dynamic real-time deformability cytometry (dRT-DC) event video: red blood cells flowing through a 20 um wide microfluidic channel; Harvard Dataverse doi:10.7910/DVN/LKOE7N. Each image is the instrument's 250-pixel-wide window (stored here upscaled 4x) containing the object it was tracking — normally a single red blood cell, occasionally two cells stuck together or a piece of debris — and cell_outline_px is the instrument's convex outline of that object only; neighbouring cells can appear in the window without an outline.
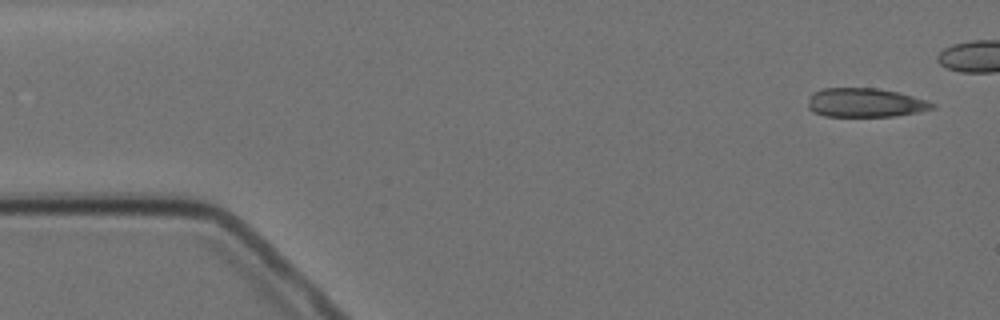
{"species": "Egyptian fruit bat (a non-hibernating species)", "species_latin": "Rousettus aegyptiacus", "temperature_condition": "cold", "stored_images_in_passage": 6, "camera_frame_rate_fps": 3000, "um_per_image_px": 0.085, "animal": {"sex": "female"}, "frame": {"image": 1, "passage_image": 1, "time_ms": 0.0, "image_size_px": [1000, 320], "cell_outline_px": [[936, 108], [916, 112], [892, 116], [824, 116], [812, 112], [808, 108], [808, 104], [812, 92], [820, 88], [876, 88], [900, 92], [936, 104]], "centroid_in_image_um": [73.51, 8.72], "position_along_channel_um": 11.5, "area_um2": 20.98}}
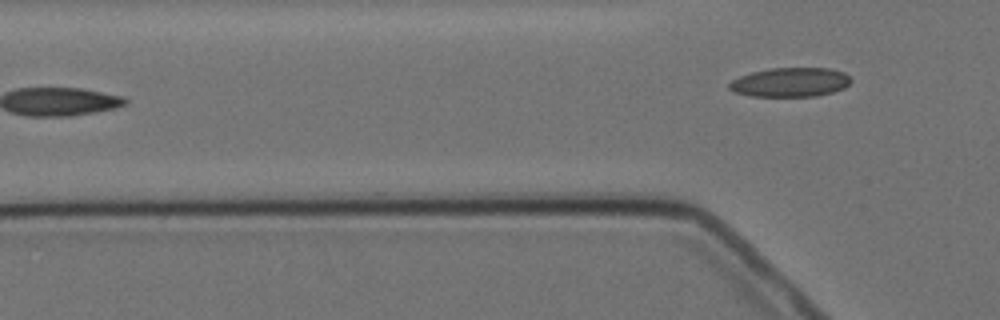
{"frame": {"image": 2, "passage_image": 6, "time_ms": 6.0, "image_size_px": [1000, 320], "cell_outline_px": [[852, 80], [844, 88], [832, 92], [816, 96], [752, 96], [732, 92], [728, 88], [728, 84], [732, 80], [740, 76], [752, 72], [772, 68], [832, 68], [844, 72]], "centroid_in_image_um": [67.16, 6.99], "position_along_channel_um": 58.6, "area_um2": 20.75}}